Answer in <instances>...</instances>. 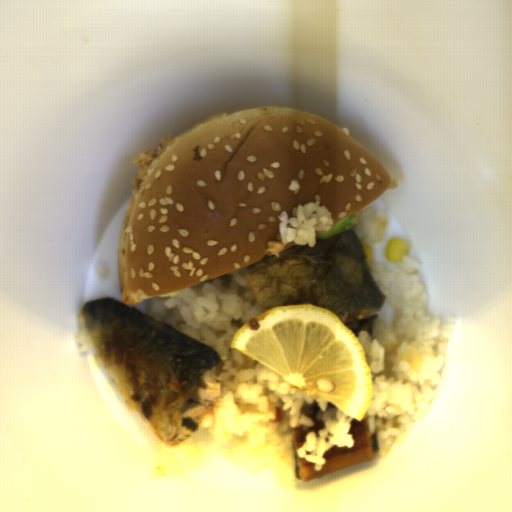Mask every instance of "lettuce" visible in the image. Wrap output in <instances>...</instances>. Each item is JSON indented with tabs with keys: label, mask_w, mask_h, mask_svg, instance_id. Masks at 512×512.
I'll list each match as a JSON object with an SVG mask.
<instances>
[{
	"label": "lettuce",
	"mask_w": 512,
	"mask_h": 512,
	"mask_svg": "<svg viewBox=\"0 0 512 512\" xmlns=\"http://www.w3.org/2000/svg\"><path fill=\"white\" fill-rule=\"evenodd\" d=\"M359 222L358 216L354 213L344 218L343 220L337 222L328 231H321L316 234V239L318 240H326L334 235H337L343 231L349 230Z\"/></svg>",
	"instance_id": "obj_1"
}]
</instances>
